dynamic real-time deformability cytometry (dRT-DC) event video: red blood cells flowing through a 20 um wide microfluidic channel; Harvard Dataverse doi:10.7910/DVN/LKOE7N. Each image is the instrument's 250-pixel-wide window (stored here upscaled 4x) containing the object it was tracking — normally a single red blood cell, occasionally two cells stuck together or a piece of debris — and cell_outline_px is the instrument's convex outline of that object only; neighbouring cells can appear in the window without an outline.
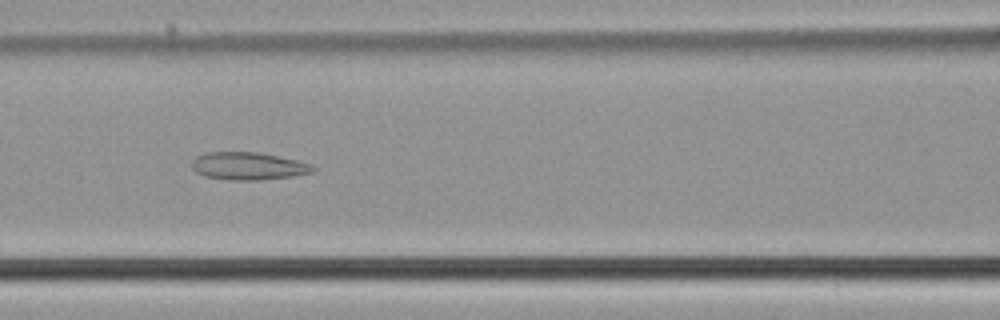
{"species": "common noctule bat (a hibernating species)", "species_latin": "Nyctalus noctula", "temperature_condition": "cold", "stored_images_in_passage": 55, "camera_frame_rate_fps": 3000, "um_per_image_px": 0.085, "animal": {"sex": "male", "body_mass_g": 21.5, "forearm_length_mm": 52.0}, "frame": {"image": 1, "passage_image": 24, "time_ms": 7.667, "image_size_px": [1000, 320], "cell_outline_px": [[316, 168], [312, 172], [292, 176], [260, 180], [232, 180], [204, 176], [196, 172], [192, 168], [192, 160], [196, 156], [208, 152], [256, 152], [296, 160], [312, 164]], "centroid_in_image_um": [21.08, 14.11], "position_along_channel_um": 145.5, "area_um2": 19.36}}
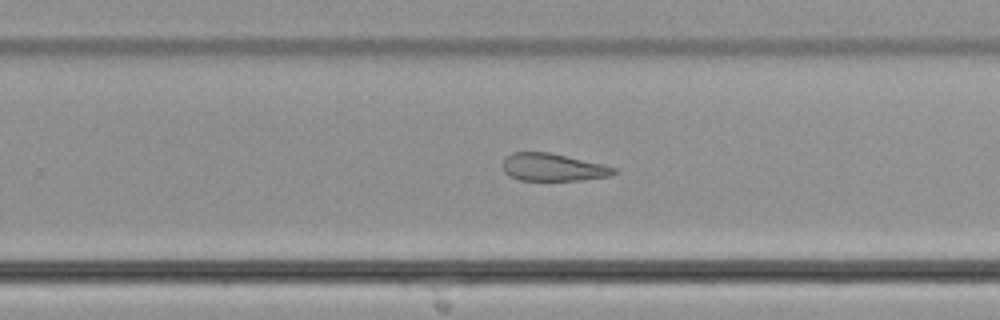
{"frame": {"image": 2, "passage_image": 35, "time_ms": 11.333, "image_size_px": [1000, 320], "cell_outline_px": [[616, 172], [608, 176], [580, 180], [520, 180], [504, 172], [504, 160], [512, 152], [548, 152], [604, 164], [616, 168]], "centroid_in_image_um": [47.02, 14.21], "position_along_channel_um": 282.8, "area_um2": 17.57}}
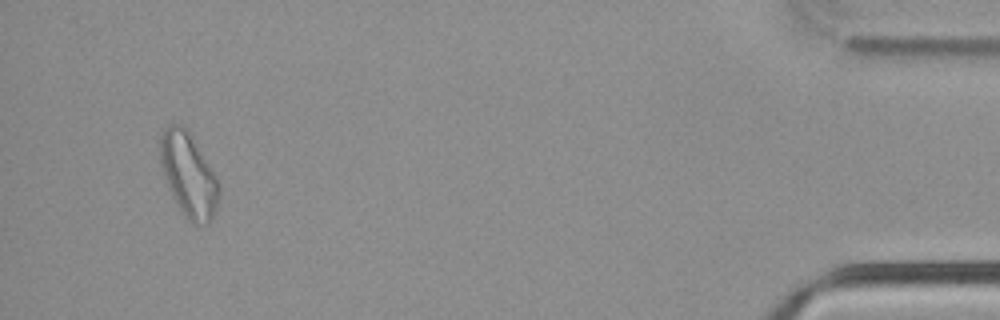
{"frame": {"image": 3, "passage_image": 52, "time_ms": 17.0, "image_size_px": [1000, 320], "cell_outline_px": [[220, 192], [216, 208], [208, 224], [192, 224], [176, 204], [168, 188], [160, 164], [160, 136], [168, 124], [180, 124], [188, 128], [216, 176], [220, 184]], "centroid_in_image_um": [16.02, 14.84], "position_along_channel_um": 419.2, "area_um2": 28.9}, "authors_computed_cell_mechanics": {"area_um2": 23.9292, "velocity_mm_per_s": 3.7523, "shape_relaxation_time_tau1_ms": null, "shape_relaxation_time_tau2_ms": 5.2033, "deformation_change_tau1": null, "deformation_change_tau2": 0.1471}}